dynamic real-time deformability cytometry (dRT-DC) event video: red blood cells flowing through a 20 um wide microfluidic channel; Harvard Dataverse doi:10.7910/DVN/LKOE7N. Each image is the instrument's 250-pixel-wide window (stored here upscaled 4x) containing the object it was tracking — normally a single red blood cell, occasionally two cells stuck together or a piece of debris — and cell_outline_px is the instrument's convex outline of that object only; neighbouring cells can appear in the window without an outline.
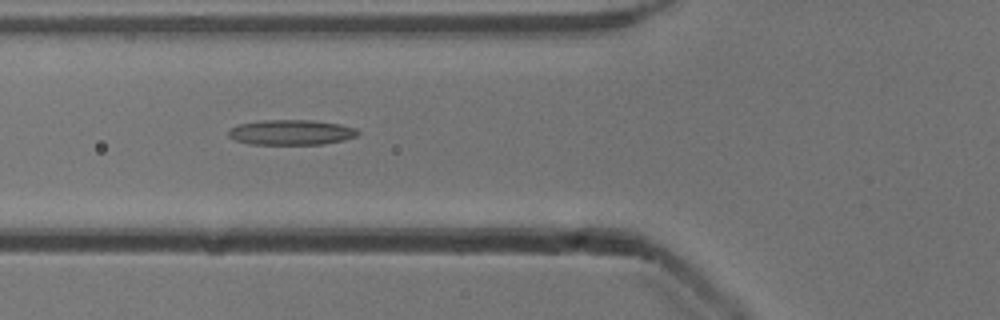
{"species": "common noctule bat (a hibernating species)", "species_latin": "Nyctalus noctula", "temperature_condition": "cold", "stored_images_in_passage": 4, "camera_frame_rate_fps": 3000, "um_per_image_px": 0.085, "animal": {"sex": "male", "body_mass_g": 13.3}, "frame": {"image": 1, "passage_image": 2, "time_ms": 0.333, "image_size_px": [1000, 320], "cell_outline_px": [[360, 132], [356, 136], [344, 140], [324, 144], [252, 144], [236, 140], [228, 136], [228, 132], [232, 128], [240, 124], [264, 120], [316, 120], [340, 124], [356, 128]], "centroid_in_image_um": [24.8, 11.24], "position_along_channel_um": 101.0, "area_um2": 18.9}}
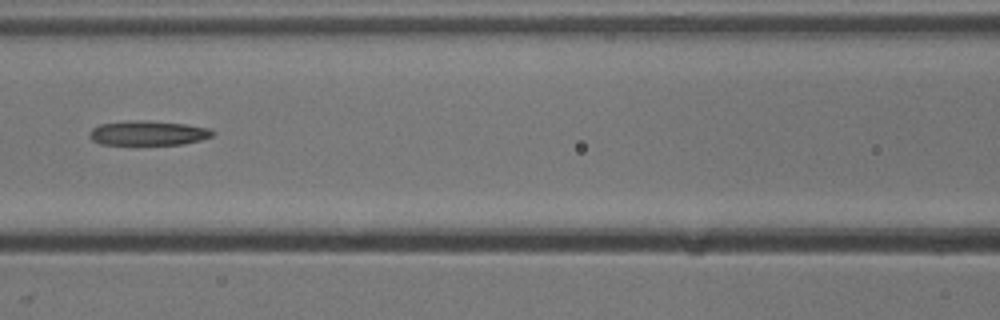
{"frame": {"image": 2, "passage_image": 3, "time_ms": 0.667, "image_size_px": [1000, 320], "cell_outline_px": [[216, 132], [212, 136], [200, 140], [184, 144], [100, 144], [92, 140], [88, 136], [88, 132], [92, 128], [100, 124], [136, 120], [144, 120], [184, 124], [208, 128]], "centroid_in_image_um": [12.56, 11.31], "position_along_channel_um": 154.0, "area_um2": 17.51}}
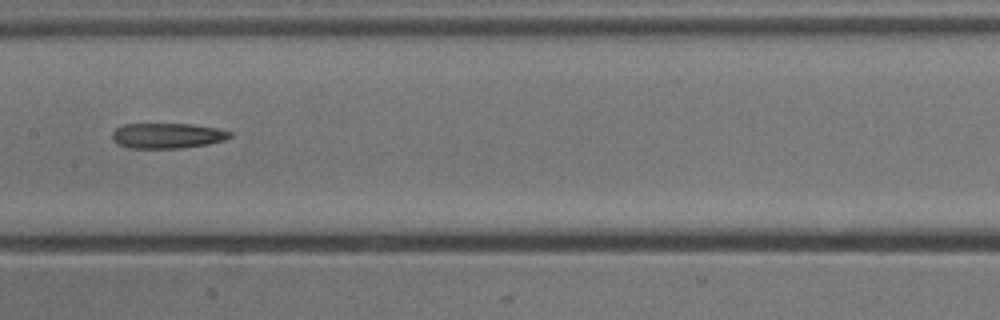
{"frame": {"image": 3, "passage_image": 4, "time_ms": 1.0, "image_size_px": [1000, 320], "cell_outline_px": [[232, 136], [224, 140], [208, 144], [180, 148], [128, 148], [112, 140], [112, 132], [116, 128], [124, 124], [192, 124], [216, 128], [232, 132]], "centroid_in_image_um": [14.22, 11.53], "position_along_channel_um": 193.2, "area_um2": 17.34}}